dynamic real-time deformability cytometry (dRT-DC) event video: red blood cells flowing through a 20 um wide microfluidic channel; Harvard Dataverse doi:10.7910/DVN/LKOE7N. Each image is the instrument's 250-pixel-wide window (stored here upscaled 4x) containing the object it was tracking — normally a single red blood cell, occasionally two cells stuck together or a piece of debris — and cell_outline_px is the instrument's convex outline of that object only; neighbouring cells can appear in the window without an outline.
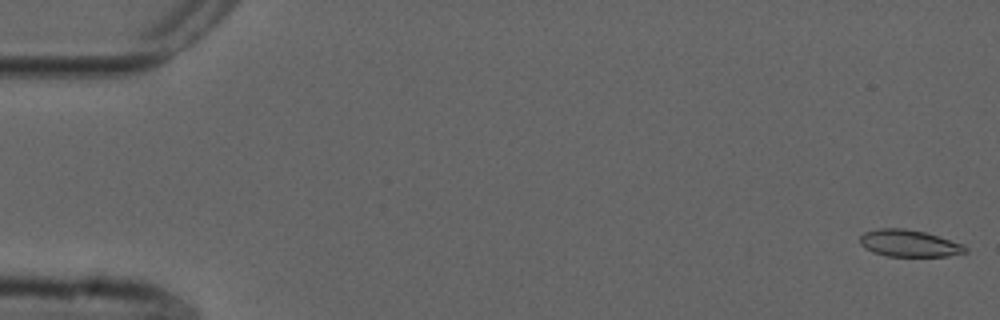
{"species": "common noctule bat (a hibernating species)", "species_latin": "Nyctalus noctula", "temperature_condition": "cold", "stored_images_in_passage": 12, "camera_frame_rate_fps": 3000, "um_per_image_px": 0.085, "animal": {"sex": "male", "forearm_length_mm": 52.5}, "frame": {"image": 1, "passage_image": 1, "time_ms": 0.0, "image_size_px": [1000, 320], "cell_outline_px": [[968, 252], [948, 256], [888, 256], [872, 252], [864, 248], [860, 244], [860, 236], [864, 232], [880, 228], [904, 228], [924, 232], [964, 244], [968, 248]], "centroid_in_image_um": [77.28, 20.68], "position_along_channel_um": 7.7, "area_um2": 16.59}}